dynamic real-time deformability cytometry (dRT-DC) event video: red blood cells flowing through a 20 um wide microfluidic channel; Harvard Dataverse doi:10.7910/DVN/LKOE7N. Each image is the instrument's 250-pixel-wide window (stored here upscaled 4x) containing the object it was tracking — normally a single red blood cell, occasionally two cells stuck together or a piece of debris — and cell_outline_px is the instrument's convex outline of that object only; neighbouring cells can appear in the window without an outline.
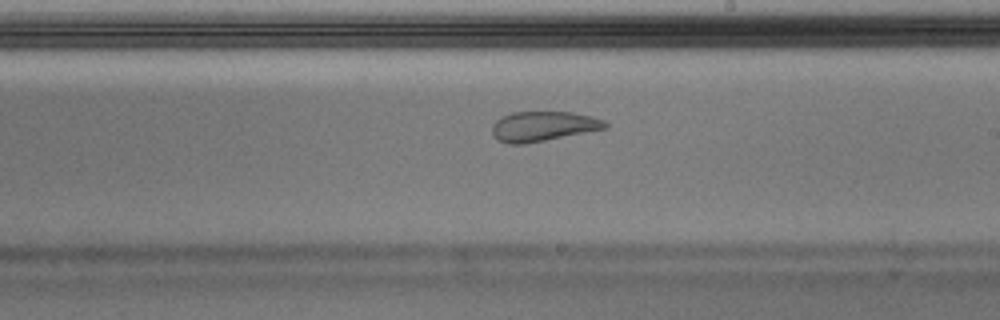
{"species": "Egyptian fruit bat (a non-hibernating species)", "species_latin": "Rousettus aegyptiacus", "temperature_condition": "warm", "stored_images_in_passage": 50, "camera_frame_rate_fps": 3000, "um_per_image_px": 0.085, "animal": {"sex": "male"}, "frame": {"image": 1, "passage_image": 29, "time_ms": 9.333, "image_size_px": [1000, 320], "cell_outline_px": [[608, 128], [524, 144], [508, 144], [496, 140], [492, 132], [492, 124], [496, 120], [512, 112], [572, 112], [592, 116], [604, 120], [608, 124]], "centroid_in_image_um": [46.16, 10.74], "position_along_channel_um": 242.8, "area_um2": 19.71}}
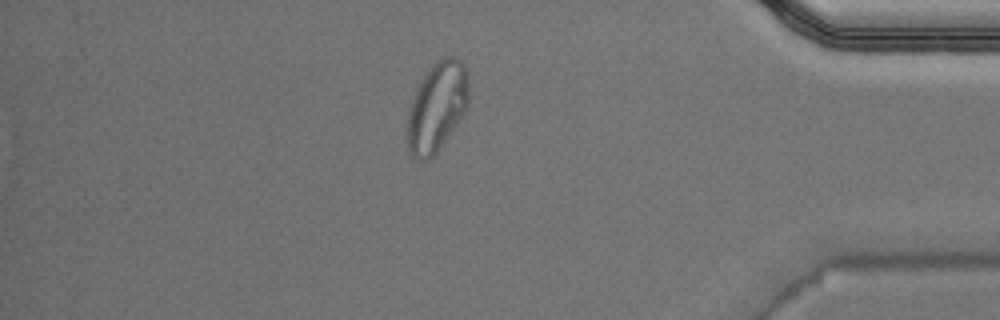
{"frame": {"image": 2, "passage_image": 43, "time_ms": 14.0, "image_size_px": [1000, 320], "cell_outline_px": [[468, 104], [464, 116], [436, 152], [428, 160], [416, 160], [412, 156], [404, 140], [404, 136], [408, 108], [416, 88], [424, 76], [436, 60], [440, 56], [456, 56], [464, 64], [468, 76]], "centroid_in_image_um": [37.11, 9.1], "position_along_channel_um": 398.1, "area_um2": 32.83}, "authors_computed_cell_mechanics": {"area_um2": 22.3108, "velocity_mm_per_s": 4.0158, "shape_relaxation_time_tau1_ms": null, "shape_relaxation_time_tau2_ms": 0.9113, "deformation_change_tau1": null, "deformation_change_tau2": 0.0717}}